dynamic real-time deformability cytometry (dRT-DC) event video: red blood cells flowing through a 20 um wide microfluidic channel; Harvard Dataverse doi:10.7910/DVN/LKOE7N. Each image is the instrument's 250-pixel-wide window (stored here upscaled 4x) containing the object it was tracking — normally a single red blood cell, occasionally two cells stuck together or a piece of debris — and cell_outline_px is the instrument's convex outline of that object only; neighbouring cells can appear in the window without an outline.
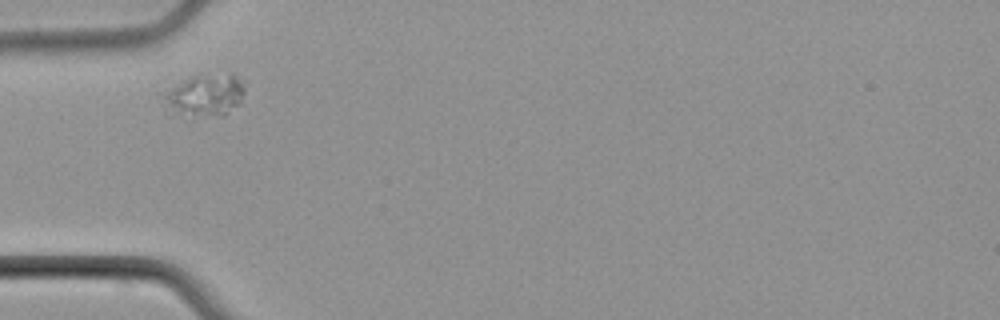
{"species": "common noctule bat (a hibernating species)", "species_latin": "Nyctalus noctula", "temperature_condition": "cold", "stored_images_in_passage": 1, "camera_frame_rate_fps": 3000, "um_per_image_px": 0.085, "animal": {"sex": "male", "body_mass_g": 21.5, "forearm_length_mm": 52.0}, "frame": {"image": 1, "passage_image": 1, "time_ms": 0.0, "image_size_px": [1000, 320], "cell_outline_px": [[244, 92], [240, 104], [224, 116], [220, 116], [192, 112], [160, 104], [160, 92], [200, 72], [232, 72], [244, 80]], "centroid_in_image_um": [17.51, 7.95], "position_along_channel_um": 67.5, "area_um2": 20.0}}